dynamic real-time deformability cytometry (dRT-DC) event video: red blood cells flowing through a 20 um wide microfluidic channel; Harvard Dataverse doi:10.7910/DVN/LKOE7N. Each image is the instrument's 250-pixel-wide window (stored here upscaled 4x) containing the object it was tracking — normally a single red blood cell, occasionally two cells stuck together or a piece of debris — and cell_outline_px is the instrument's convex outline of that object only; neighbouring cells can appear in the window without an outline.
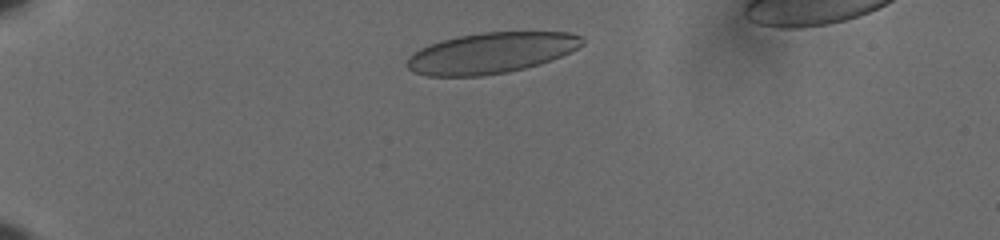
{"species": "human", "species_latin": "Homo sapiens", "temperature_condition": "cold", "stored_images_in_passage": 41, "camera_frame_rate_fps": 3000, "um_per_image_px": 0.085, "donor": {"sex": "male"}, "frame": {"image": 1, "passage_image": 5, "time_ms": 1.333, "image_size_px": [1000, 240], "cell_outline_px": [[584, 44], [552, 60], [540, 64], [508, 72], [480, 76], [428, 76], [412, 72], [408, 68], [408, 56], [412, 52], [420, 48], [440, 40], [456, 36], [480, 32], [568, 32], [580, 36], [584, 40]], "centroid_in_image_um": [41.7, 4.5], "position_along_channel_um": 43.3, "area_um2": 41.73}}
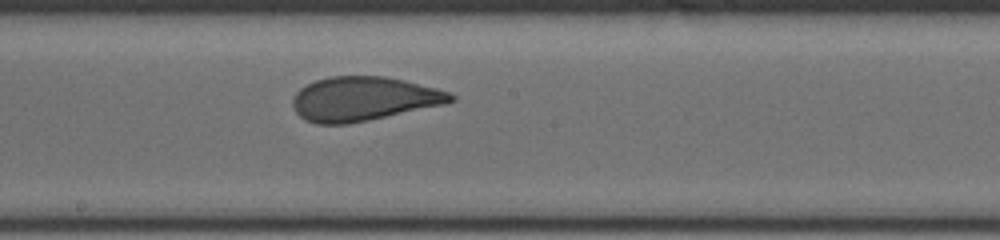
{"frame": {"image": 2, "passage_image": 24, "time_ms": 7.667, "image_size_px": [1000, 240], "cell_outline_px": [[456, 100], [444, 104], [368, 120], [348, 124], [316, 124], [304, 120], [296, 112], [292, 104], [292, 100], [296, 92], [300, 88], [316, 80], [328, 76], [384, 76], [404, 80], [436, 88], [448, 92], [456, 96]], "centroid_in_image_um": [30.87, 8.4], "position_along_channel_um": 217.3, "area_um2": 40.52}}
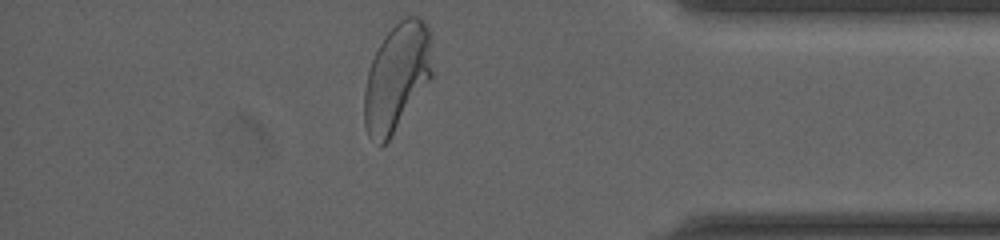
{"frame": {"image": 3, "passage_image": 41, "time_ms": 13.333, "image_size_px": [1000, 240], "cell_outline_px": [[432, 76], [392, 136], [380, 148], [368, 136], [364, 124], [364, 88], [368, 72], [372, 60], [384, 36], [404, 16], [416, 16], [424, 20], [432, 36]], "centroid_in_image_um": [33.73, 6.56], "position_along_channel_um": 401.5, "area_um2": 42.83}, "authors_computed_cell_mechanics": {"area_um2": 41.3848, "velocity_mm_per_s": 3.6074, "shape_relaxation_time_tau1_ms": 7.1149, "shape_relaxation_time_tau2_ms": 0.7667, "deformation_change_tau1": 0.1903, "deformation_change_tau2": 0.0661}}